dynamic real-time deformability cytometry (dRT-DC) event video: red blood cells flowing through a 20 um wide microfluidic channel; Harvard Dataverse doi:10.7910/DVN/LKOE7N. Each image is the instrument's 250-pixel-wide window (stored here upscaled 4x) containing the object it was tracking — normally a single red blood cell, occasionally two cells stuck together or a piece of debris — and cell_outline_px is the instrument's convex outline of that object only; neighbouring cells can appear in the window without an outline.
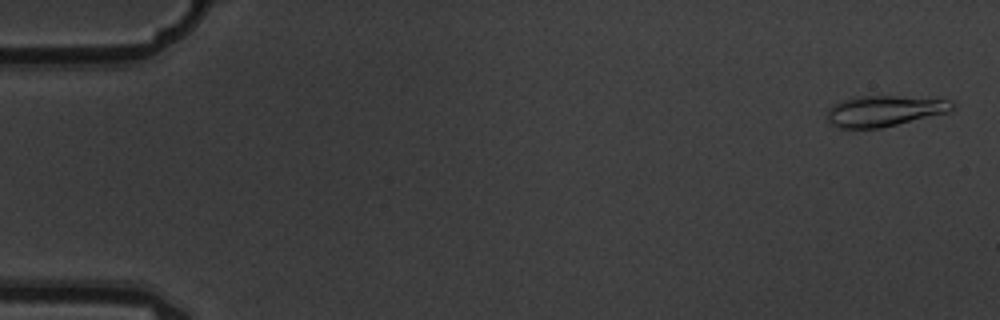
{"species": "common noctule bat (a hibernating species)", "species_latin": "Nyctalus noctula", "temperature_condition": "warm", "stored_images_in_passage": 6, "camera_frame_rate_fps": 3000, "um_per_image_px": 0.085, "animal": {"sex": "male", "body_mass_g": 19.5, "forearm_length_mm": 54.6}, "frame": {"image": 1, "passage_image": 1, "time_ms": 0.0, "image_size_px": [1000, 320], "cell_outline_px": [[956, 104], [948, 112], [880, 128], [840, 128], [828, 124], [828, 108], [832, 104], [852, 96], [900, 96], [952, 100]], "centroid_in_image_um": [75.12, 9.42], "position_along_channel_um": 9.9, "area_um2": 22.54}}